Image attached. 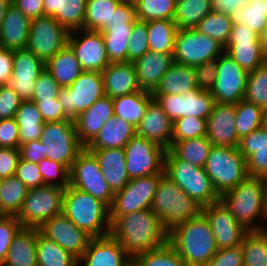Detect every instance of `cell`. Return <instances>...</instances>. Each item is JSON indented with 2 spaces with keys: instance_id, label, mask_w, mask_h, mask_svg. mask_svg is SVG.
Wrapping results in <instances>:
<instances>
[{
  "instance_id": "obj_1",
  "label": "cell",
  "mask_w": 267,
  "mask_h": 266,
  "mask_svg": "<svg viewBox=\"0 0 267 266\" xmlns=\"http://www.w3.org/2000/svg\"><path fill=\"white\" fill-rule=\"evenodd\" d=\"M110 234L131 259L168 242V232L150 208L118 217L111 224Z\"/></svg>"
},
{
  "instance_id": "obj_2",
  "label": "cell",
  "mask_w": 267,
  "mask_h": 266,
  "mask_svg": "<svg viewBox=\"0 0 267 266\" xmlns=\"http://www.w3.org/2000/svg\"><path fill=\"white\" fill-rule=\"evenodd\" d=\"M168 243L187 266H205L218 250L210 224L202 213L169 231Z\"/></svg>"
},
{
  "instance_id": "obj_3",
  "label": "cell",
  "mask_w": 267,
  "mask_h": 266,
  "mask_svg": "<svg viewBox=\"0 0 267 266\" xmlns=\"http://www.w3.org/2000/svg\"><path fill=\"white\" fill-rule=\"evenodd\" d=\"M62 213L92 238L110 234V207L87 192L65 188Z\"/></svg>"
},
{
  "instance_id": "obj_4",
  "label": "cell",
  "mask_w": 267,
  "mask_h": 266,
  "mask_svg": "<svg viewBox=\"0 0 267 266\" xmlns=\"http://www.w3.org/2000/svg\"><path fill=\"white\" fill-rule=\"evenodd\" d=\"M234 218L249 231L267 230L264 213V178L247 177L220 196Z\"/></svg>"
},
{
  "instance_id": "obj_5",
  "label": "cell",
  "mask_w": 267,
  "mask_h": 266,
  "mask_svg": "<svg viewBox=\"0 0 267 266\" xmlns=\"http://www.w3.org/2000/svg\"><path fill=\"white\" fill-rule=\"evenodd\" d=\"M150 209L159 217L167 232L202 213V206L191 199L166 174L158 183Z\"/></svg>"
},
{
  "instance_id": "obj_6",
  "label": "cell",
  "mask_w": 267,
  "mask_h": 266,
  "mask_svg": "<svg viewBox=\"0 0 267 266\" xmlns=\"http://www.w3.org/2000/svg\"><path fill=\"white\" fill-rule=\"evenodd\" d=\"M164 171L200 206L204 207L220 200L205 169L178 159L170 150L165 153Z\"/></svg>"
},
{
  "instance_id": "obj_7",
  "label": "cell",
  "mask_w": 267,
  "mask_h": 266,
  "mask_svg": "<svg viewBox=\"0 0 267 266\" xmlns=\"http://www.w3.org/2000/svg\"><path fill=\"white\" fill-rule=\"evenodd\" d=\"M219 196L248 177L247 163L238 147L213 146L203 167Z\"/></svg>"
},
{
  "instance_id": "obj_8",
  "label": "cell",
  "mask_w": 267,
  "mask_h": 266,
  "mask_svg": "<svg viewBox=\"0 0 267 266\" xmlns=\"http://www.w3.org/2000/svg\"><path fill=\"white\" fill-rule=\"evenodd\" d=\"M43 156L69 170L78 154L85 148L79 141L74 120L45 122L39 138Z\"/></svg>"
},
{
  "instance_id": "obj_9",
  "label": "cell",
  "mask_w": 267,
  "mask_h": 266,
  "mask_svg": "<svg viewBox=\"0 0 267 266\" xmlns=\"http://www.w3.org/2000/svg\"><path fill=\"white\" fill-rule=\"evenodd\" d=\"M65 188L43 185L29 189L16 215L24 228L39 229L53 216L62 213Z\"/></svg>"
},
{
  "instance_id": "obj_10",
  "label": "cell",
  "mask_w": 267,
  "mask_h": 266,
  "mask_svg": "<svg viewBox=\"0 0 267 266\" xmlns=\"http://www.w3.org/2000/svg\"><path fill=\"white\" fill-rule=\"evenodd\" d=\"M104 95L102 74L95 71H83L70 86L60 88L58 100L65 115L75 120Z\"/></svg>"
},
{
  "instance_id": "obj_11",
  "label": "cell",
  "mask_w": 267,
  "mask_h": 266,
  "mask_svg": "<svg viewBox=\"0 0 267 266\" xmlns=\"http://www.w3.org/2000/svg\"><path fill=\"white\" fill-rule=\"evenodd\" d=\"M224 46L196 29H178L175 35L173 59L175 63L195 67L217 59Z\"/></svg>"
},
{
  "instance_id": "obj_12",
  "label": "cell",
  "mask_w": 267,
  "mask_h": 266,
  "mask_svg": "<svg viewBox=\"0 0 267 266\" xmlns=\"http://www.w3.org/2000/svg\"><path fill=\"white\" fill-rule=\"evenodd\" d=\"M69 172L70 186L87 192L111 206L114 193L105 181L96 156L86 147L78 154Z\"/></svg>"
},
{
  "instance_id": "obj_13",
  "label": "cell",
  "mask_w": 267,
  "mask_h": 266,
  "mask_svg": "<svg viewBox=\"0 0 267 266\" xmlns=\"http://www.w3.org/2000/svg\"><path fill=\"white\" fill-rule=\"evenodd\" d=\"M126 170L130 179L165 174L166 149L135 134L124 146Z\"/></svg>"
},
{
  "instance_id": "obj_14",
  "label": "cell",
  "mask_w": 267,
  "mask_h": 266,
  "mask_svg": "<svg viewBox=\"0 0 267 266\" xmlns=\"http://www.w3.org/2000/svg\"><path fill=\"white\" fill-rule=\"evenodd\" d=\"M163 175L153 174L130 179L121 191L115 193L110 206L111 224L120 216L149 209Z\"/></svg>"
},
{
  "instance_id": "obj_15",
  "label": "cell",
  "mask_w": 267,
  "mask_h": 266,
  "mask_svg": "<svg viewBox=\"0 0 267 266\" xmlns=\"http://www.w3.org/2000/svg\"><path fill=\"white\" fill-rule=\"evenodd\" d=\"M69 31L51 16H40L30 22L26 49L46 64L68 44Z\"/></svg>"
},
{
  "instance_id": "obj_16",
  "label": "cell",
  "mask_w": 267,
  "mask_h": 266,
  "mask_svg": "<svg viewBox=\"0 0 267 266\" xmlns=\"http://www.w3.org/2000/svg\"><path fill=\"white\" fill-rule=\"evenodd\" d=\"M152 96L173 122L178 118L190 116L207 120L215 104V99L210 91L198 88L182 95Z\"/></svg>"
},
{
  "instance_id": "obj_17",
  "label": "cell",
  "mask_w": 267,
  "mask_h": 266,
  "mask_svg": "<svg viewBox=\"0 0 267 266\" xmlns=\"http://www.w3.org/2000/svg\"><path fill=\"white\" fill-rule=\"evenodd\" d=\"M248 72L225 52L217 58V75L210 93L218 103H239L244 99Z\"/></svg>"
},
{
  "instance_id": "obj_18",
  "label": "cell",
  "mask_w": 267,
  "mask_h": 266,
  "mask_svg": "<svg viewBox=\"0 0 267 266\" xmlns=\"http://www.w3.org/2000/svg\"><path fill=\"white\" fill-rule=\"evenodd\" d=\"M68 45L74 51L83 71L101 73L110 64L101 31L85 29L71 31Z\"/></svg>"
},
{
  "instance_id": "obj_19",
  "label": "cell",
  "mask_w": 267,
  "mask_h": 266,
  "mask_svg": "<svg viewBox=\"0 0 267 266\" xmlns=\"http://www.w3.org/2000/svg\"><path fill=\"white\" fill-rule=\"evenodd\" d=\"M202 214L210 224L217 249L241 245L249 232L221 200L202 207Z\"/></svg>"
},
{
  "instance_id": "obj_20",
  "label": "cell",
  "mask_w": 267,
  "mask_h": 266,
  "mask_svg": "<svg viewBox=\"0 0 267 266\" xmlns=\"http://www.w3.org/2000/svg\"><path fill=\"white\" fill-rule=\"evenodd\" d=\"M39 232L49 240L59 244L76 259L82 256L92 238L63 213L46 221L39 228Z\"/></svg>"
},
{
  "instance_id": "obj_21",
  "label": "cell",
  "mask_w": 267,
  "mask_h": 266,
  "mask_svg": "<svg viewBox=\"0 0 267 266\" xmlns=\"http://www.w3.org/2000/svg\"><path fill=\"white\" fill-rule=\"evenodd\" d=\"M45 69V64L27 49L15 50L13 72L7 86L13 89L23 101H31L36 79Z\"/></svg>"
},
{
  "instance_id": "obj_22",
  "label": "cell",
  "mask_w": 267,
  "mask_h": 266,
  "mask_svg": "<svg viewBox=\"0 0 267 266\" xmlns=\"http://www.w3.org/2000/svg\"><path fill=\"white\" fill-rule=\"evenodd\" d=\"M78 266H132V259L111 235L91 238Z\"/></svg>"
},
{
  "instance_id": "obj_23",
  "label": "cell",
  "mask_w": 267,
  "mask_h": 266,
  "mask_svg": "<svg viewBox=\"0 0 267 266\" xmlns=\"http://www.w3.org/2000/svg\"><path fill=\"white\" fill-rule=\"evenodd\" d=\"M235 104L215 102L207 118L206 137L213 146L238 147Z\"/></svg>"
},
{
  "instance_id": "obj_24",
  "label": "cell",
  "mask_w": 267,
  "mask_h": 266,
  "mask_svg": "<svg viewBox=\"0 0 267 266\" xmlns=\"http://www.w3.org/2000/svg\"><path fill=\"white\" fill-rule=\"evenodd\" d=\"M136 134L166 150L172 146L173 121L155 99L148 103L144 116L136 127Z\"/></svg>"
},
{
  "instance_id": "obj_25",
  "label": "cell",
  "mask_w": 267,
  "mask_h": 266,
  "mask_svg": "<svg viewBox=\"0 0 267 266\" xmlns=\"http://www.w3.org/2000/svg\"><path fill=\"white\" fill-rule=\"evenodd\" d=\"M114 116L113 98L104 95L74 121L80 143L87 147L98 135L105 123Z\"/></svg>"
},
{
  "instance_id": "obj_26",
  "label": "cell",
  "mask_w": 267,
  "mask_h": 266,
  "mask_svg": "<svg viewBox=\"0 0 267 266\" xmlns=\"http://www.w3.org/2000/svg\"><path fill=\"white\" fill-rule=\"evenodd\" d=\"M174 63L173 54L148 51L134 62L141 90L153 93L162 77Z\"/></svg>"
},
{
  "instance_id": "obj_27",
  "label": "cell",
  "mask_w": 267,
  "mask_h": 266,
  "mask_svg": "<svg viewBox=\"0 0 267 266\" xmlns=\"http://www.w3.org/2000/svg\"><path fill=\"white\" fill-rule=\"evenodd\" d=\"M30 22L31 20L11 3L0 27V47L13 51L26 49Z\"/></svg>"
},
{
  "instance_id": "obj_28",
  "label": "cell",
  "mask_w": 267,
  "mask_h": 266,
  "mask_svg": "<svg viewBox=\"0 0 267 266\" xmlns=\"http://www.w3.org/2000/svg\"><path fill=\"white\" fill-rule=\"evenodd\" d=\"M105 95L115 98L140 91L134 62L110 63L101 72Z\"/></svg>"
},
{
  "instance_id": "obj_29",
  "label": "cell",
  "mask_w": 267,
  "mask_h": 266,
  "mask_svg": "<svg viewBox=\"0 0 267 266\" xmlns=\"http://www.w3.org/2000/svg\"><path fill=\"white\" fill-rule=\"evenodd\" d=\"M89 151L96 156L105 181L113 193L121 191L130 181L126 170L124 148Z\"/></svg>"
},
{
  "instance_id": "obj_30",
  "label": "cell",
  "mask_w": 267,
  "mask_h": 266,
  "mask_svg": "<svg viewBox=\"0 0 267 266\" xmlns=\"http://www.w3.org/2000/svg\"><path fill=\"white\" fill-rule=\"evenodd\" d=\"M44 15L56 19L69 32L84 29L87 0H43Z\"/></svg>"
},
{
  "instance_id": "obj_31",
  "label": "cell",
  "mask_w": 267,
  "mask_h": 266,
  "mask_svg": "<svg viewBox=\"0 0 267 266\" xmlns=\"http://www.w3.org/2000/svg\"><path fill=\"white\" fill-rule=\"evenodd\" d=\"M136 134V127L125 120L112 116L101 128L88 150L124 148Z\"/></svg>"
},
{
  "instance_id": "obj_32",
  "label": "cell",
  "mask_w": 267,
  "mask_h": 266,
  "mask_svg": "<svg viewBox=\"0 0 267 266\" xmlns=\"http://www.w3.org/2000/svg\"><path fill=\"white\" fill-rule=\"evenodd\" d=\"M36 242L37 229L22 227L14 236L1 266H38Z\"/></svg>"
},
{
  "instance_id": "obj_33",
  "label": "cell",
  "mask_w": 267,
  "mask_h": 266,
  "mask_svg": "<svg viewBox=\"0 0 267 266\" xmlns=\"http://www.w3.org/2000/svg\"><path fill=\"white\" fill-rule=\"evenodd\" d=\"M196 78L195 67L174 62L152 95H182L198 88Z\"/></svg>"
},
{
  "instance_id": "obj_34",
  "label": "cell",
  "mask_w": 267,
  "mask_h": 266,
  "mask_svg": "<svg viewBox=\"0 0 267 266\" xmlns=\"http://www.w3.org/2000/svg\"><path fill=\"white\" fill-rule=\"evenodd\" d=\"M45 69L61 87L70 86L83 73L80 62L68 44L45 64Z\"/></svg>"
},
{
  "instance_id": "obj_35",
  "label": "cell",
  "mask_w": 267,
  "mask_h": 266,
  "mask_svg": "<svg viewBox=\"0 0 267 266\" xmlns=\"http://www.w3.org/2000/svg\"><path fill=\"white\" fill-rule=\"evenodd\" d=\"M152 99V93L143 90L115 97L113 98L114 116L137 127Z\"/></svg>"
},
{
  "instance_id": "obj_36",
  "label": "cell",
  "mask_w": 267,
  "mask_h": 266,
  "mask_svg": "<svg viewBox=\"0 0 267 266\" xmlns=\"http://www.w3.org/2000/svg\"><path fill=\"white\" fill-rule=\"evenodd\" d=\"M224 49L225 53L248 73L267 61L260 41L227 42Z\"/></svg>"
},
{
  "instance_id": "obj_37",
  "label": "cell",
  "mask_w": 267,
  "mask_h": 266,
  "mask_svg": "<svg viewBox=\"0 0 267 266\" xmlns=\"http://www.w3.org/2000/svg\"><path fill=\"white\" fill-rule=\"evenodd\" d=\"M19 127V144H25L41 137L45 121L36 104L32 101H23L15 114Z\"/></svg>"
},
{
  "instance_id": "obj_38",
  "label": "cell",
  "mask_w": 267,
  "mask_h": 266,
  "mask_svg": "<svg viewBox=\"0 0 267 266\" xmlns=\"http://www.w3.org/2000/svg\"><path fill=\"white\" fill-rule=\"evenodd\" d=\"M133 24L107 26L102 35L110 63L128 62V42Z\"/></svg>"
},
{
  "instance_id": "obj_39",
  "label": "cell",
  "mask_w": 267,
  "mask_h": 266,
  "mask_svg": "<svg viewBox=\"0 0 267 266\" xmlns=\"http://www.w3.org/2000/svg\"><path fill=\"white\" fill-rule=\"evenodd\" d=\"M178 28L173 20L159 19L147 22L150 51L173 54Z\"/></svg>"
},
{
  "instance_id": "obj_40",
  "label": "cell",
  "mask_w": 267,
  "mask_h": 266,
  "mask_svg": "<svg viewBox=\"0 0 267 266\" xmlns=\"http://www.w3.org/2000/svg\"><path fill=\"white\" fill-rule=\"evenodd\" d=\"M212 12V0H177L173 21L178 29H195Z\"/></svg>"
},
{
  "instance_id": "obj_41",
  "label": "cell",
  "mask_w": 267,
  "mask_h": 266,
  "mask_svg": "<svg viewBox=\"0 0 267 266\" xmlns=\"http://www.w3.org/2000/svg\"><path fill=\"white\" fill-rule=\"evenodd\" d=\"M36 251L38 266H78V259L59 244L43 236L39 229H37Z\"/></svg>"
},
{
  "instance_id": "obj_42",
  "label": "cell",
  "mask_w": 267,
  "mask_h": 266,
  "mask_svg": "<svg viewBox=\"0 0 267 266\" xmlns=\"http://www.w3.org/2000/svg\"><path fill=\"white\" fill-rule=\"evenodd\" d=\"M29 188L15 175L4 178L0 184V215H17Z\"/></svg>"
},
{
  "instance_id": "obj_43",
  "label": "cell",
  "mask_w": 267,
  "mask_h": 266,
  "mask_svg": "<svg viewBox=\"0 0 267 266\" xmlns=\"http://www.w3.org/2000/svg\"><path fill=\"white\" fill-rule=\"evenodd\" d=\"M123 0H87L84 29L103 31L112 22L115 9Z\"/></svg>"
},
{
  "instance_id": "obj_44",
  "label": "cell",
  "mask_w": 267,
  "mask_h": 266,
  "mask_svg": "<svg viewBox=\"0 0 267 266\" xmlns=\"http://www.w3.org/2000/svg\"><path fill=\"white\" fill-rule=\"evenodd\" d=\"M212 148L206 136L175 142L170 151L178 158L203 168Z\"/></svg>"
},
{
  "instance_id": "obj_45",
  "label": "cell",
  "mask_w": 267,
  "mask_h": 266,
  "mask_svg": "<svg viewBox=\"0 0 267 266\" xmlns=\"http://www.w3.org/2000/svg\"><path fill=\"white\" fill-rule=\"evenodd\" d=\"M229 17L233 25L247 26L259 35L267 23V0H252Z\"/></svg>"
},
{
  "instance_id": "obj_46",
  "label": "cell",
  "mask_w": 267,
  "mask_h": 266,
  "mask_svg": "<svg viewBox=\"0 0 267 266\" xmlns=\"http://www.w3.org/2000/svg\"><path fill=\"white\" fill-rule=\"evenodd\" d=\"M241 247L243 266H267V230L249 231Z\"/></svg>"
},
{
  "instance_id": "obj_47",
  "label": "cell",
  "mask_w": 267,
  "mask_h": 266,
  "mask_svg": "<svg viewBox=\"0 0 267 266\" xmlns=\"http://www.w3.org/2000/svg\"><path fill=\"white\" fill-rule=\"evenodd\" d=\"M137 20H173L177 0H132Z\"/></svg>"
},
{
  "instance_id": "obj_48",
  "label": "cell",
  "mask_w": 267,
  "mask_h": 266,
  "mask_svg": "<svg viewBox=\"0 0 267 266\" xmlns=\"http://www.w3.org/2000/svg\"><path fill=\"white\" fill-rule=\"evenodd\" d=\"M263 110L252 102L242 99L235 104L236 125L238 138L250 134L261 128Z\"/></svg>"
},
{
  "instance_id": "obj_49",
  "label": "cell",
  "mask_w": 267,
  "mask_h": 266,
  "mask_svg": "<svg viewBox=\"0 0 267 266\" xmlns=\"http://www.w3.org/2000/svg\"><path fill=\"white\" fill-rule=\"evenodd\" d=\"M232 25L230 17L227 14L212 11L198 23L195 29L215 39L225 47L231 33Z\"/></svg>"
},
{
  "instance_id": "obj_50",
  "label": "cell",
  "mask_w": 267,
  "mask_h": 266,
  "mask_svg": "<svg viewBox=\"0 0 267 266\" xmlns=\"http://www.w3.org/2000/svg\"><path fill=\"white\" fill-rule=\"evenodd\" d=\"M244 99L267 109V61L249 72Z\"/></svg>"
},
{
  "instance_id": "obj_51",
  "label": "cell",
  "mask_w": 267,
  "mask_h": 266,
  "mask_svg": "<svg viewBox=\"0 0 267 266\" xmlns=\"http://www.w3.org/2000/svg\"><path fill=\"white\" fill-rule=\"evenodd\" d=\"M132 266H187L167 242L162 247L135 256Z\"/></svg>"
},
{
  "instance_id": "obj_52",
  "label": "cell",
  "mask_w": 267,
  "mask_h": 266,
  "mask_svg": "<svg viewBox=\"0 0 267 266\" xmlns=\"http://www.w3.org/2000/svg\"><path fill=\"white\" fill-rule=\"evenodd\" d=\"M207 120L196 117L178 118L173 122L172 145L175 142L206 136Z\"/></svg>"
},
{
  "instance_id": "obj_53",
  "label": "cell",
  "mask_w": 267,
  "mask_h": 266,
  "mask_svg": "<svg viewBox=\"0 0 267 266\" xmlns=\"http://www.w3.org/2000/svg\"><path fill=\"white\" fill-rule=\"evenodd\" d=\"M37 165L41 172L44 185L62 188L69 186V169L61 163L44 158Z\"/></svg>"
},
{
  "instance_id": "obj_54",
  "label": "cell",
  "mask_w": 267,
  "mask_h": 266,
  "mask_svg": "<svg viewBox=\"0 0 267 266\" xmlns=\"http://www.w3.org/2000/svg\"><path fill=\"white\" fill-rule=\"evenodd\" d=\"M147 22L136 20L128 42V62H135L150 51Z\"/></svg>"
},
{
  "instance_id": "obj_55",
  "label": "cell",
  "mask_w": 267,
  "mask_h": 266,
  "mask_svg": "<svg viewBox=\"0 0 267 266\" xmlns=\"http://www.w3.org/2000/svg\"><path fill=\"white\" fill-rule=\"evenodd\" d=\"M22 228L15 215H0V266L5 261L14 236Z\"/></svg>"
},
{
  "instance_id": "obj_56",
  "label": "cell",
  "mask_w": 267,
  "mask_h": 266,
  "mask_svg": "<svg viewBox=\"0 0 267 266\" xmlns=\"http://www.w3.org/2000/svg\"><path fill=\"white\" fill-rule=\"evenodd\" d=\"M60 88L52 75L44 69L36 79L31 100L57 99Z\"/></svg>"
},
{
  "instance_id": "obj_57",
  "label": "cell",
  "mask_w": 267,
  "mask_h": 266,
  "mask_svg": "<svg viewBox=\"0 0 267 266\" xmlns=\"http://www.w3.org/2000/svg\"><path fill=\"white\" fill-rule=\"evenodd\" d=\"M15 176L29 189L44 185L38 165L21 158L19 159Z\"/></svg>"
},
{
  "instance_id": "obj_58",
  "label": "cell",
  "mask_w": 267,
  "mask_h": 266,
  "mask_svg": "<svg viewBox=\"0 0 267 266\" xmlns=\"http://www.w3.org/2000/svg\"><path fill=\"white\" fill-rule=\"evenodd\" d=\"M267 148V131L262 127L252 131L239 140V152L247 160L257 149Z\"/></svg>"
},
{
  "instance_id": "obj_59",
  "label": "cell",
  "mask_w": 267,
  "mask_h": 266,
  "mask_svg": "<svg viewBox=\"0 0 267 266\" xmlns=\"http://www.w3.org/2000/svg\"><path fill=\"white\" fill-rule=\"evenodd\" d=\"M205 266H243L241 245L218 249Z\"/></svg>"
},
{
  "instance_id": "obj_60",
  "label": "cell",
  "mask_w": 267,
  "mask_h": 266,
  "mask_svg": "<svg viewBox=\"0 0 267 266\" xmlns=\"http://www.w3.org/2000/svg\"><path fill=\"white\" fill-rule=\"evenodd\" d=\"M23 100L7 85L0 86V119L14 118Z\"/></svg>"
},
{
  "instance_id": "obj_61",
  "label": "cell",
  "mask_w": 267,
  "mask_h": 266,
  "mask_svg": "<svg viewBox=\"0 0 267 266\" xmlns=\"http://www.w3.org/2000/svg\"><path fill=\"white\" fill-rule=\"evenodd\" d=\"M34 102L42 115L45 122H58L62 120H71L65 113L64 109L57 99L31 100Z\"/></svg>"
},
{
  "instance_id": "obj_62",
  "label": "cell",
  "mask_w": 267,
  "mask_h": 266,
  "mask_svg": "<svg viewBox=\"0 0 267 266\" xmlns=\"http://www.w3.org/2000/svg\"><path fill=\"white\" fill-rule=\"evenodd\" d=\"M0 147L20 148L19 127L15 118L0 119Z\"/></svg>"
},
{
  "instance_id": "obj_63",
  "label": "cell",
  "mask_w": 267,
  "mask_h": 266,
  "mask_svg": "<svg viewBox=\"0 0 267 266\" xmlns=\"http://www.w3.org/2000/svg\"><path fill=\"white\" fill-rule=\"evenodd\" d=\"M197 87L203 91H211L217 75V59L195 66Z\"/></svg>"
},
{
  "instance_id": "obj_64",
  "label": "cell",
  "mask_w": 267,
  "mask_h": 266,
  "mask_svg": "<svg viewBox=\"0 0 267 266\" xmlns=\"http://www.w3.org/2000/svg\"><path fill=\"white\" fill-rule=\"evenodd\" d=\"M20 159V149L0 147V178H8L16 174Z\"/></svg>"
},
{
  "instance_id": "obj_65",
  "label": "cell",
  "mask_w": 267,
  "mask_h": 266,
  "mask_svg": "<svg viewBox=\"0 0 267 266\" xmlns=\"http://www.w3.org/2000/svg\"><path fill=\"white\" fill-rule=\"evenodd\" d=\"M248 177H267V148L257 149L247 160Z\"/></svg>"
},
{
  "instance_id": "obj_66",
  "label": "cell",
  "mask_w": 267,
  "mask_h": 266,
  "mask_svg": "<svg viewBox=\"0 0 267 266\" xmlns=\"http://www.w3.org/2000/svg\"><path fill=\"white\" fill-rule=\"evenodd\" d=\"M137 20L135 6L132 0H123L115 9L113 13L112 22L113 24H134Z\"/></svg>"
},
{
  "instance_id": "obj_67",
  "label": "cell",
  "mask_w": 267,
  "mask_h": 266,
  "mask_svg": "<svg viewBox=\"0 0 267 266\" xmlns=\"http://www.w3.org/2000/svg\"><path fill=\"white\" fill-rule=\"evenodd\" d=\"M30 20L44 16L43 0H14L12 2Z\"/></svg>"
},
{
  "instance_id": "obj_68",
  "label": "cell",
  "mask_w": 267,
  "mask_h": 266,
  "mask_svg": "<svg viewBox=\"0 0 267 266\" xmlns=\"http://www.w3.org/2000/svg\"><path fill=\"white\" fill-rule=\"evenodd\" d=\"M40 140H33L31 142L20 145V158L32 163L38 164L45 157L43 156V149Z\"/></svg>"
},
{
  "instance_id": "obj_69",
  "label": "cell",
  "mask_w": 267,
  "mask_h": 266,
  "mask_svg": "<svg viewBox=\"0 0 267 266\" xmlns=\"http://www.w3.org/2000/svg\"><path fill=\"white\" fill-rule=\"evenodd\" d=\"M14 51L0 47V86L6 85L13 72Z\"/></svg>"
},
{
  "instance_id": "obj_70",
  "label": "cell",
  "mask_w": 267,
  "mask_h": 266,
  "mask_svg": "<svg viewBox=\"0 0 267 266\" xmlns=\"http://www.w3.org/2000/svg\"><path fill=\"white\" fill-rule=\"evenodd\" d=\"M244 40L260 41L259 35L247 26L232 25L231 33L227 42H238Z\"/></svg>"
},
{
  "instance_id": "obj_71",
  "label": "cell",
  "mask_w": 267,
  "mask_h": 266,
  "mask_svg": "<svg viewBox=\"0 0 267 266\" xmlns=\"http://www.w3.org/2000/svg\"><path fill=\"white\" fill-rule=\"evenodd\" d=\"M244 5L243 0H212V11L229 16L231 13L242 9Z\"/></svg>"
},
{
  "instance_id": "obj_72",
  "label": "cell",
  "mask_w": 267,
  "mask_h": 266,
  "mask_svg": "<svg viewBox=\"0 0 267 266\" xmlns=\"http://www.w3.org/2000/svg\"><path fill=\"white\" fill-rule=\"evenodd\" d=\"M259 40L264 54L267 56V23L263 30L259 33Z\"/></svg>"
},
{
  "instance_id": "obj_73",
  "label": "cell",
  "mask_w": 267,
  "mask_h": 266,
  "mask_svg": "<svg viewBox=\"0 0 267 266\" xmlns=\"http://www.w3.org/2000/svg\"><path fill=\"white\" fill-rule=\"evenodd\" d=\"M10 4H11V2L9 0H0V27H1L2 21L4 19V15L6 13V10Z\"/></svg>"
},
{
  "instance_id": "obj_74",
  "label": "cell",
  "mask_w": 267,
  "mask_h": 266,
  "mask_svg": "<svg viewBox=\"0 0 267 266\" xmlns=\"http://www.w3.org/2000/svg\"><path fill=\"white\" fill-rule=\"evenodd\" d=\"M264 213L267 220V177L264 178Z\"/></svg>"
},
{
  "instance_id": "obj_75",
  "label": "cell",
  "mask_w": 267,
  "mask_h": 266,
  "mask_svg": "<svg viewBox=\"0 0 267 266\" xmlns=\"http://www.w3.org/2000/svg\"><path fill=\"white\" fill-rule=\"evenodd\" d=\"M261 127L267 131V109L263 110Z\"/></svg>"
},
{
  "instance_id": "obj_76",
  "label": "cell",
  "mask_w": 267,
  "mask_h": 266,
  "mask_svg": "<svg viewBox=\"0 0 267 266\" xmlns=\"http://www.w3.org/2000/svg\"><path fill=\"white\" fill-rule=\"evenodd\" d=\"M245 4H249L252 0H243Z\"/></svg>"
}]
</instances>
